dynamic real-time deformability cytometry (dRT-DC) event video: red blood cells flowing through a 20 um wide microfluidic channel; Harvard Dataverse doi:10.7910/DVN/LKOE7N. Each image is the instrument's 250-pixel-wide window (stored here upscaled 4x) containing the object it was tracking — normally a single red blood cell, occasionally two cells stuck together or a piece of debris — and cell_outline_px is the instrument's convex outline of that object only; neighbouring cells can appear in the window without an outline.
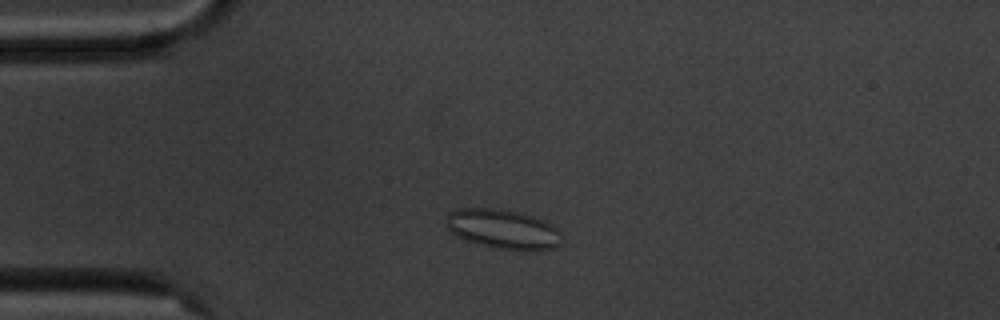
{"species": "common noctule bat (a hibernating species)", "species_latin": "Nyctalus noctula", "temperature_condition": "cold", "stored_images_in_passage": 4, "camera_frame_rate_fps": 3000, "um_per_image_px": 0.085, "animal": {"sex": "male", "body_mass_g": 20.1, "forearm_length_mm": 53.5}, "frame": {"image": 1, "passage_image": 3, "time_ms": 2.333, "image_size_px": [1000, 320], "cell_outline_px": [[560, 244], [556, 248], [528, 252], [496, 248], [480, 244], [456, 236], [448, 228], [444, 220], [448, 212], [460, 208], [496, 208], [516, 212], [532, 216], [544, 220], [556, 228], [560, 232]], "centroid_in_image_um": [42.75, 19.49], "position_along_channel_um": 42.2, "area_um2": 26.82}}